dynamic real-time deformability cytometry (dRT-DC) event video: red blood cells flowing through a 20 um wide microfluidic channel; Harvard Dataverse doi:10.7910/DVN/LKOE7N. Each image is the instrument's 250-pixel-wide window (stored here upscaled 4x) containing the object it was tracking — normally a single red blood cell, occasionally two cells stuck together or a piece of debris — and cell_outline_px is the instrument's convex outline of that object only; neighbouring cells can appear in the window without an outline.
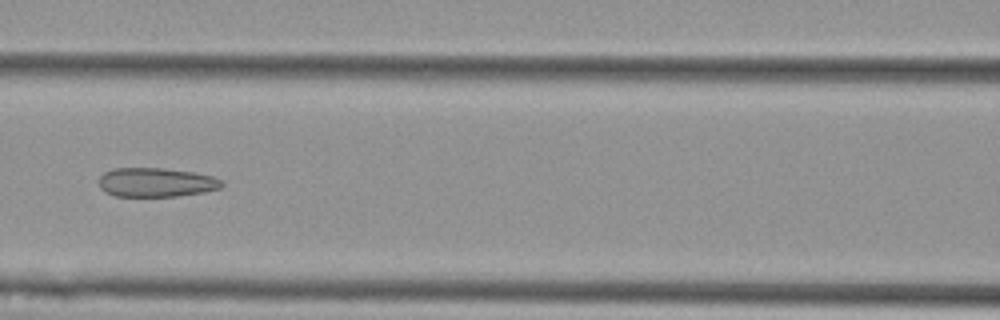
{"species": "Egyptian fruit bat (a non-hibernating species)", "species_latin": "Rousettus aegyptiacus", "temperature_condition": "cold", "stored_images_in_passage": 5, "camera_frame_rate_fps": 3000, "um_per_image_px": 0.085, "animal": {"sex": "female"}, "frame": {"image": 1, "passage_image": 3, "time_ms": 0.667, "image_size_px": [1000, 320], "cell_outline_px": [[224, 184], [220, 188], [204, 192], [176, 196], [116, 196], [104, 192], [100, 188], [100, 176], [104, 172], [112, 168], [164, 168], [196, 172], [212, 176], [220, 180]], "centroid_in_image_um": [13.26, 15.49], "position_along_channel_um": 153.3, "area_um2": 20.92}}
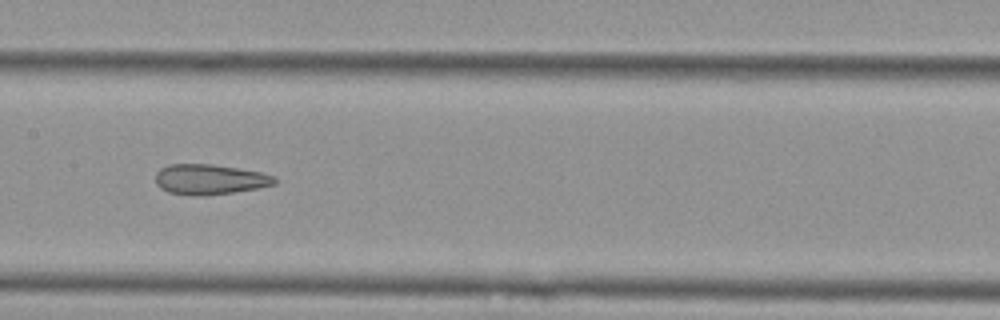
{"frame": {"image": 2, "passage_image": 4, "time_ms": 1.0, "image_size_px": [1000, 320], "cell_outline_px": [[276, 184], [256, 188], [232, 192], [204, 196], [192, 196], [168, 192], [160, 188], [156, 184], [156, 172], [160, 168], [168, 164], [212, 164], [260, 172], [276, 176]], "centroid_in_image_um": [17.79, 15.25], "position_along_channel_um": 189.6, "area_um2": 21.04}}
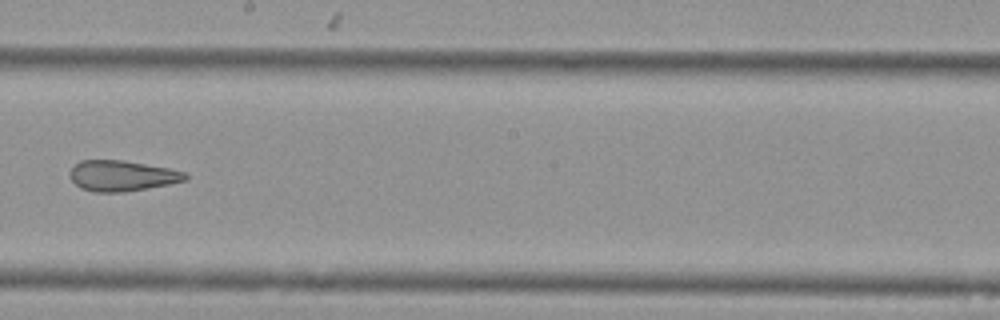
{"frame": {"image": 3, "passage_image": 5, "time_ms": 1.333, "image_size_px": [1000, 320], "cell_outline_px": [[188, 180], [168, 184], [124, 192], [92, 192], [80, 188], [72, 180], [68, 172], [80, 160], [120, 160], [168, 168], [184, 172], [188, 176]], "centroid_in_image_um": [10.34, 14.95], "position_along_channel_um": 237.9, "area_um2": 20.46}}